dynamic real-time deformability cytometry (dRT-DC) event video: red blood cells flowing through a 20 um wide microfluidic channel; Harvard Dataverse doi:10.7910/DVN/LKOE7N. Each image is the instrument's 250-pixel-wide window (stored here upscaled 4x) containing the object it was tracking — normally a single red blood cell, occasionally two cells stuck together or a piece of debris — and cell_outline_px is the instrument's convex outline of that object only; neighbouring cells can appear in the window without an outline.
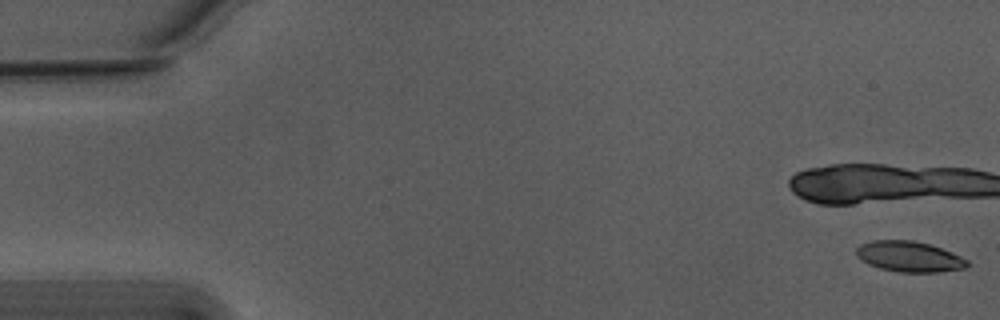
{"species": "Egyptian fruit bat (a non-hibernating species)", "species_latin": "Rousettus aegyptiacus", "temperature_condition": "warm", "stored_images_in_passage": 6, "camera_frame_rate_fps": 3000, "um_per_image_px": 0.085, "animal": {"sex": "male"}, "frame": {"image": 1, "passage_image": 1, "time_ms": 0.0, "image_size_px": [1000, 320], "cell_outline_px": [[968, 264], [964, 268], [940, 272], [900, 272], [880, 268], [868, 264], [860, 260], [856, 256], [856, 248], [860, 244], [872, 240], [912, 240], [928, 244], [952, 252], [968, 260]], "centroid_in_image_um": [77.25, 21.81], "position_along_channel_um": 7.8, "area_um2": 19.77}}